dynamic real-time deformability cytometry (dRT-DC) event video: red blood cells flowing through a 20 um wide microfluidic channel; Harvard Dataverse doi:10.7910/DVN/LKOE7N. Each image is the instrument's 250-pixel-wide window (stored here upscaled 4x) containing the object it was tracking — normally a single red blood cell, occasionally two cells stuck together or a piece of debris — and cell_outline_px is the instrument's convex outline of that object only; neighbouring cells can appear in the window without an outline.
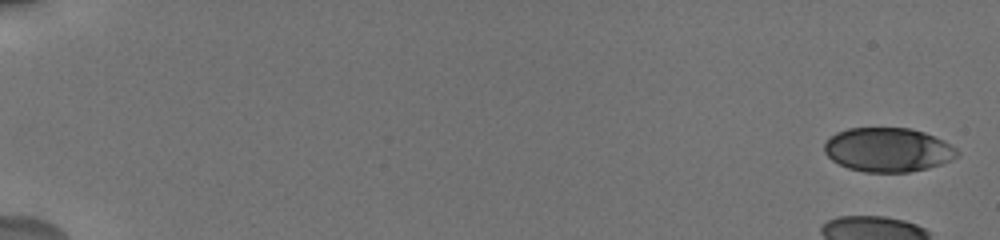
{"species": "human", "species_latin": "Homo sapiens", "temperature_condition": "cold", "stored_images_in_passage": 17, "camera_frame_rate_fps": 3000, "um_per_image_px": 0.085, "donor": {"sex": "male"}, "frame": {"image": 1, "passage_image": 1, "time_ms": 0.0, "image_size_px": [1000, 240], "cell_outline_px": [[960, 152], [956, 156], [940, 164], [928, 168], [908, 172], [864, 172], [848, 168], [832, 160], [824, 152], [824, 144], [836, 132], [848, 128], [912, 128], [924, 132], [944, 140], [956, 148]], "centroid_in_image_um": [75.47, 12.72], "position_along_channel_um": 9.5, "area_um2": 34.04}}